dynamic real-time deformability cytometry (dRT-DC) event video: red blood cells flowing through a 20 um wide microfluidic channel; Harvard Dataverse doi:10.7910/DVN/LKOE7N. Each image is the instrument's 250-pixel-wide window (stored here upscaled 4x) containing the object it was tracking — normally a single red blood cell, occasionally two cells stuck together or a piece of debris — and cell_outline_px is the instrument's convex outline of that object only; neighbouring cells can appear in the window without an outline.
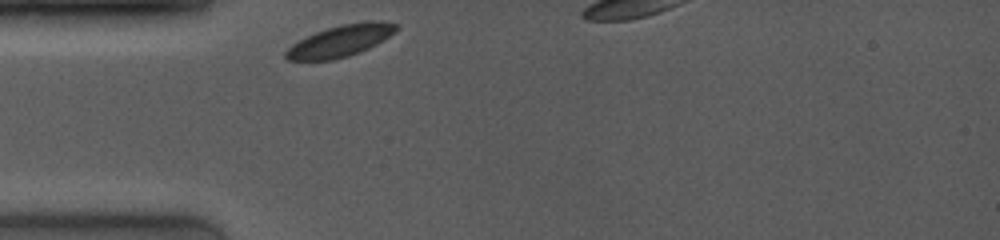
{"species": "common noctule bat (a hibernating species)", "species_latin": "Nyctalus noctula", "temperature_condition": "room temperature", "stored_images_in_passage": 1, "camera_frame_rate_fps": 4000, "um_per_image_px": 0.085, "animal": {"sex": "female", "body_mass_g": 19.0, "forearm_length_mm": 53.3}, "frame": {"image": 1, "passage_image": 1, "time_ms": 0.0, "image_size_px": [1000, 240], "cell_outline_px": [[396, 28], [384, 40], [360, 52], [348, 56], [332, 60], [288, 60], [284, 56], [284, 52], [292, 44], [316, 32], [328, 28], [344, 24], [380, 20], [396, 24]], "centroid_in_image_um": [28.9, 3.49], "position_along_channel_um": 56.1, "area_um2": 19.83}}